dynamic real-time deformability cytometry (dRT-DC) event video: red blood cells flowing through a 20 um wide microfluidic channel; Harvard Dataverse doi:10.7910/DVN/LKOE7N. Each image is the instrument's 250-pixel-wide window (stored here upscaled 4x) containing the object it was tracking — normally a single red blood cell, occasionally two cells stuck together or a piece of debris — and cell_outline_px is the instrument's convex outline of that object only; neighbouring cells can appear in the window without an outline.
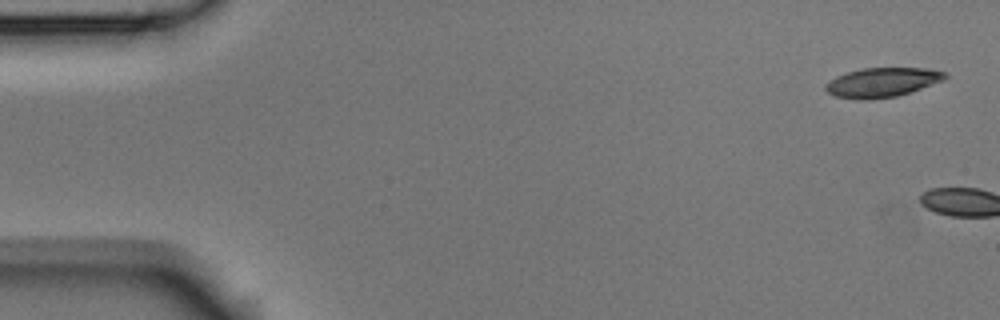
{"species": "Egyptian fruit bat (a non-hibernating species)", "species_latin": "Rousettus aegyptiacus", "temperature_condition": "room temperature", "stored_images_in_passage": 4, "camera_frame_rate_fps": 3000, "um_per_image_px": 0.085, "animal": {"sex": "male"}, "frame": {"image": 1, "passage_image": 1, "time_ms": 0.0, "image_size_px": [1000, 320], "cell_outline_px": [[948, 76], [944, 80], [896, 96], [868, 100], [856, 100], [836, 96], [828, 92], [824, 88], [824, 84], [836, 76], [848, 72], [864, 68], [928, 68], [944, 72]], "centroid_in_image_um": [74.95, 7.0], "position_along_channel_um": 10.1, "area_um2": 20.35}}